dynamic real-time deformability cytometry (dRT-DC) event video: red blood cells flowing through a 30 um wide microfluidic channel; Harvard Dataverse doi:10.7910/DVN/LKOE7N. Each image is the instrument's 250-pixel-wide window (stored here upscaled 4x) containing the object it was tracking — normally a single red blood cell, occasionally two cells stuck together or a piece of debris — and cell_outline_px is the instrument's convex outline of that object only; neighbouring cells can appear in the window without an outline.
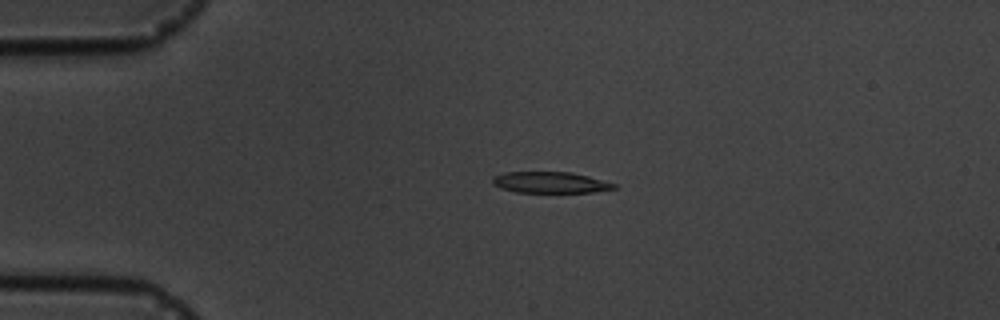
{"species": "common noctule bat (a hibernating species)", "species_latin": "Nyctalus noctula", "temperature_condition": "cold", "stored_images_in_passage": 3, "camera_frame_rate_fps": 3000, "um_per_image_px": 0.085, "animal": {"sex": "male", "body_mass_g": 19.5, "forearm_length_mm": 54.6}, "frame": {"image": 1, "passage_image": 2, "time_ms": 1.0, "image_size_px": [1000, 320], "cell_outline_px": [[616, 188], [592, 192], [516, 192], [500, 188], [492, 184], [492, 176], [504, 172], [572, 172], [588, 176], [616, 184]], "centroid_in_image_um": [46.72, 15.5], "position_along_channel_um": 38.3, "area_um2": 14.97}}